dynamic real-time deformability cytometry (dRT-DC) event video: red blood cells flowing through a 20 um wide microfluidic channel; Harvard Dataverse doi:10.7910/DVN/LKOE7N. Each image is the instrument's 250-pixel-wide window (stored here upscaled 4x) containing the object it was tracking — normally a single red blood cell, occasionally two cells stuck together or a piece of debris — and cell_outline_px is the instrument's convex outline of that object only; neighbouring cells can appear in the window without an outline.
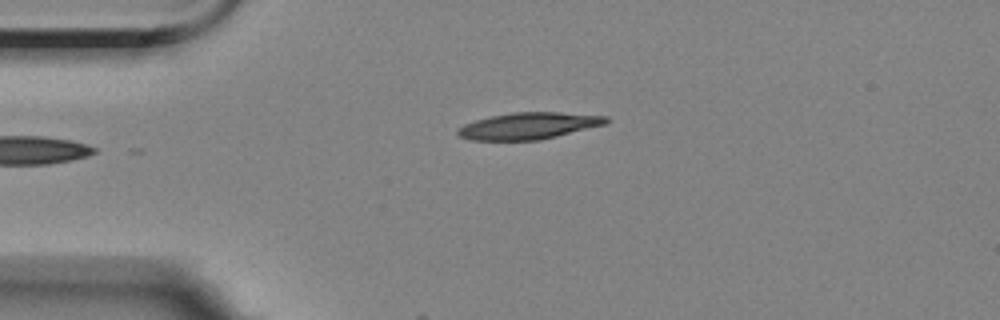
{"species": "Egyptian fruit bat (a non-hibernating species)", "species_latin": "Rousettus aegyptiacus", "temperature_condition": "room temperature", "stored_images_in_passage": 6, "camera_frame_rate_fps": 3000, "um_per_image_px": 0.085, "animal": {"sex": "female"}, "frame": {"image": 1, "passage_image": 1, "time_ms": 0.0, "image_size_px": [1000, 320], "cell_outline_px": [[608, 124], [540, 140], [472, 140], [460, 136], [456, 132], [456, 128], [464, 124], [476, 120], [492, 116], [512, 112], [560, 112], [608, 116]], "centroid_in_image_um": [44.96, 10.69], "position_along_channel_um": 40.0, "area_um2": 23.12}}
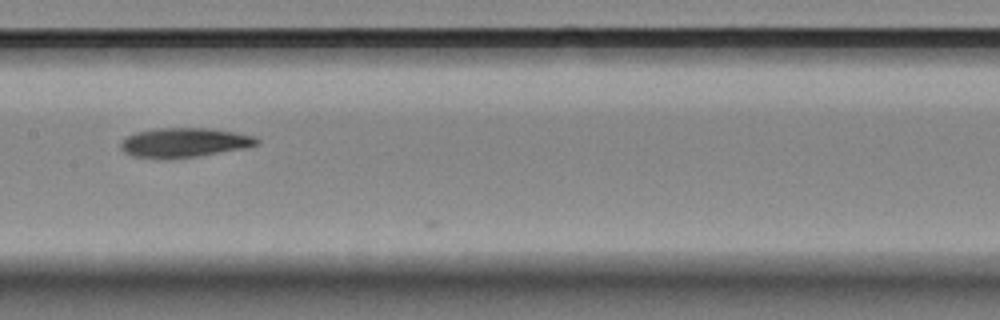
{"frame": {"image": 2, "passage_image": 5, "time_ms": 5.0, "image_size_px": [1000, 320], "cell_outline_px": [[260, 144], [244, 148], [196, 156], [164, 160], [160, 160], [132, 156], [124, 152], [120, 148], [120, 140], [136, 132], [156, 128], [212, 128], [236, 132], [256, 136], [260, 140]], "centroid_in_image_um": [15.64, 12.12], "position_along_channel_um": 191.8, "area_um2": 23.76}}
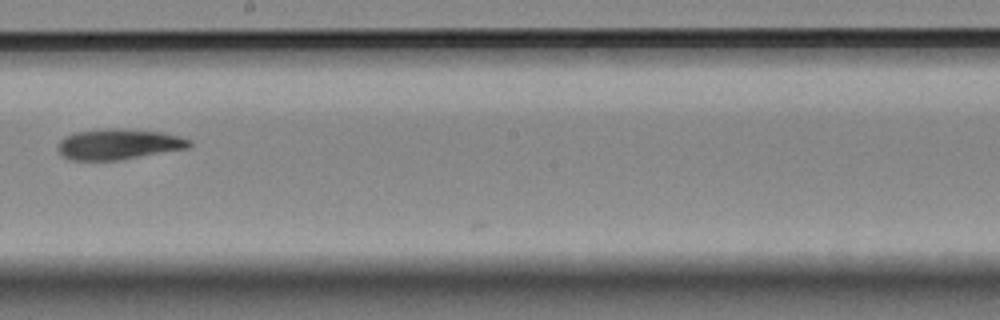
{"frame": {"image": 3, "passage_image": 6, "time_ms": 6.333, "image_size_px": [1000, 320], "cell_outline_px": [[192, 144], [188, 148], [120, 160], [72, 160], [64, 156], [56, 148], [60, 140], [64, 136], [76, 132], [104, 128], [120, 128], [160, 132], [192, 140]], "centroid_in_image_um": [10.05, 12.25], "position_along_channel_um": 238.1, "area_um2": 23.41}}